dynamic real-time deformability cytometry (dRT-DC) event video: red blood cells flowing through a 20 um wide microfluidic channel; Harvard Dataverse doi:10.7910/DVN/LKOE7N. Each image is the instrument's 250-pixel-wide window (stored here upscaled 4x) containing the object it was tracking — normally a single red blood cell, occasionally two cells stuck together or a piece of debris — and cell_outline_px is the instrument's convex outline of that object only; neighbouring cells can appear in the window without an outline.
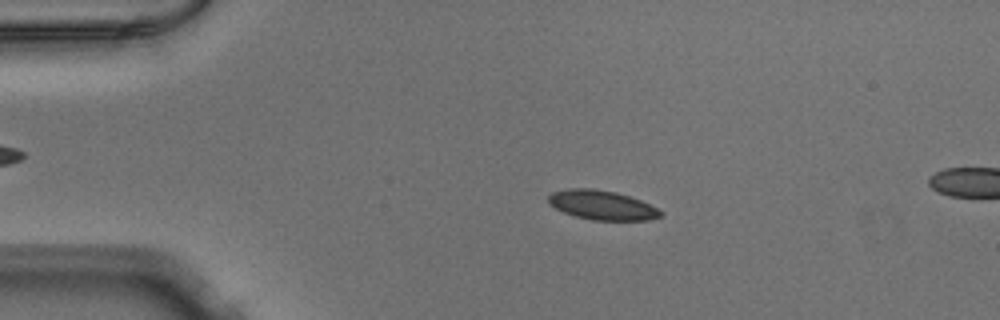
{"species": "Egyptian fruit bat (a non-hibernating species)", "species_latin": "Rousettus aegyptiacus", "temperature_condition": "warm", "stored_images_in_passage": 15, "camera_frame_rate_fps": 3000, "um_per_image_px": 0.085, "animal": {"sex": "male"}, "frame": {"image": 1, "passage_image": 11, "time_ms": 3.333, "image_size_px": [1000, 320], "cell_outline_px": [[664, 216], [648, 220], [592, 220], [576, 216], [564, 212], [548, 204], [548, 196], [552, 192], [568, 188], [592, 188], [616, 192], [640, 200], [664, 212]], "centroid_in_image_um": [51.17, 17.43], "position_along_channel_um": 33.8, "area_um2": 19.19}}